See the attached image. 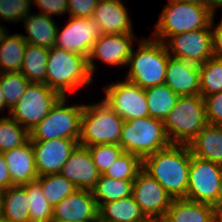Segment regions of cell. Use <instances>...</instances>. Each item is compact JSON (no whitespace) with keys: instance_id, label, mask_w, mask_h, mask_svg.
I'll return each instance as SVG.
<instances>
[{"instance_id":"obj_7","label":"cell","mask_w":222,"mask_h":222,"mask_svg":"<svg viewBox=\"0 0 222 222\" xmlns=\"http://www.w3.org/2000/svg\"><path fill=\"white\" fill-rule=\"evenodd\" d=\"M171 145L162 120L151 116L124 121L120 147L142 160Z\"/></svg>"},{"instance_id":"obj_17","label":"cell","mask_w":222,"mask_h":222,"mask_svg":"<svg viewBox=\"0 0 222 222\" xmlns=\"http://www.w3.org/2000/svg\"><path fill=\"white\" fill-rule=\"evenodd\" d=\"M98 206L91 190L78 189L53 207V218L66 222L94 221Z\"/></svg>"},{"instance_id":"obj_55","label":"cell","mask_w":222,"mask_h":222,"mask_svg":"<svg viewBox=\"0 0 222 222\" xmlns=\"http://www.w3.org/2000/svg\"><path fill=\"white\" fill-rule=\"evenodd\" d=\"M140 222H148V218H146L145 220H143V221H140Z\"/></svg>"},{"instance_id":"obj_52","label":"cell","mask_w":222,"mask_h":222,"mask_svg":"<svg viewBox=\"0 0 222 222\" xmlns=\"http://www.w3.org/2000/svg\"><path fill=\"white\" fill-rule=\"evenodd\" d=\"M220 183H221V201H222V165L220 169Z\"/></svg>"},{"instance_id":"obj_16","label":"cell","mask_w":222,"mask_h":222,"mask_svg":"<svg viewBox=\"0 0 222 222\" xmlns=\"http://www.w3.org/2000/svg\"><path fill=\"white\" fill-rule=\"evenodd\" d=\"M38 176L60 173L70 154L79 145V140L56 138L31 141Z\"/></svg>"},{"instance_id":"obj_4","label":"cell","mask_w":222,"mask_h":222,"mask_svg":"<svg viewBox=\"0 0 222 222\" xmlns=\"http://www.w3.org/2000/svg\"><path fill=\"white\" fill-rule=\"evenodd\" d=\"M213 16L215 13L208 5L169 2L154 25L153 38L163 42L168 36L211 28Z\"/></svg>"},{"instance_id":"obj_49","label":"cell","mask_w":222,"mask_h":222,"mask_svg":"<svg viewBox=\"0 0 222 222\" xmlns=\"http://www.w3.org/2000/svg\"><path fill=\"white\" fill-rule=\"evenodd\" d=\"M3 192L4 190L0 188V217H1V209H2Z\"/></svg>"},{"instance_id":"obj_1","label":"cell","mask_w":222,"mask_h":222,"mask_svg":"<svg viewBox=\"0 0 222 222\" xmlns=\"http://www.w3.org/2000/svg\"><path fill=\"white\" fill-rule=\"evenodd\" d=\"M191 151L188 145L171 144L143 159V169L172 199L186 198Z\"/></svg>"},{"instance_id":"obj_37","label":"cell","mask_w":222,"mask_h":222,"mask_svg":"<svg viewBox=\"0 0 222 222\" xmlns=\"http://www.w3.org/2000/svg\"><path fill=\"white\" fill-rule=\"evenodd\" d=\"M87 148L100 175L104 174L123 152V149L116 144H101Z\"/></svg>"},{"instance_id":"obj_29","label":"cell","mask_w":222,"mask_h":222,"mask_svg":"<svg viewBox=\"0 0 222 222\" xmlns=\"http://www.w3.org/2000/svg\"><path fill=\"white\" fill-rule=\"evenodd\" d=\"M149 116L164 121L176 105L177 95L165 83L145 89Z\"/></svg>"},{"instance_id":"obj_42","label":"cell","mask_w":222,"mask_h":222,"mask_svg":"<svg viewBox=\"0 0 222 222\" xmlns=\"http://www.w3.org/2000/svg\"><path fill=\"white\" fill-rule=\"evenodd\" d=\"M215 25V26H214ZM213 57L222 60V19L214 24V16L211 21Z\"/></svg>"},{"instance_id":"obj_39","label":"cell","mask_w":222,"mask_h":222,"mask_svg":"<svg viewBox=\"0 0 222 222\" xmlns=\"http://www.w3.org/2000/svg\"><path fill=\"white\" fill-rule=\"evenodd\" d=\"M204 102L207 122L222 125V91L205 96Z\"/></svg>"},{"instance_id":"obj_32","label":"cell","mask_w":222,"mask_h":222,"mask_svg":"<svg viewBox=\"0 0 222 222\" xmlns=\"http://www.w3.org/2000/svg\"><path fill=\"white\" fill-rule=\"evenodd\" d=\"M27 192L29 200L30 222H48L53 215V207L46 200L40 183L35 180L22 185Z\"/></svg>"},{"instance_id":"obj_45","label":"cell","mask_w":222,"mask_h":222,"mask_svg":"<svg viewBox=\"0 0 222 222\" xmlns=\"http://www.w3.org/2000/svg\"><path fill=\"white\" fill-rule=\"evenodd\" d=\"M169 2H177V3H197L208 5V0H168Z\"/></svg>"},{"instance_id":"obj_20","label":"cell","mask_w":222,"mask_h":222,"mask_svg":"<svg viewBox=\"0 0 222 222\" xmlns=\"http://www.w3.org/2000/svg\"><path fill=\"white\" fill-rule=\"evenodd\" d=\"M164 83L179 96L200 94L199 65L169 56Z\"/></svg>"},{"instance_id":"obj_18","label":"cell","mask_w":222,"mask_h":222,"mask_svg":"<svg viewBox=\"0 0 222 222\" xmlns=\"http://www.w3.org/2000/svg\"><path fill=\"white\" fill-rule=\"evenodd\" d=\"M60 174L71 181L78 189L91 190L100 174L93 163L89 149L78 145L63 165Z\"/></svg>"},{"instance_id":"obj_47","label":"cell","mask_w":222,"mask_h":222,"mask_svg":"<svg viewBox=\"0 0 222 222\" xmlns=\"http://www.w3.org/2000/svg\"><path fill=\"white\" fill-rule=\"evenodd\" d=\"M5 108H7L10 113L11 109L6 105L4 95L2 93V88L0 87V111Z\"/></svg>"},{"instance_id":"obj_38","label":"cell","mask_w":222,"mask_h":222,"mask_svg":"<svg viewBox=\"0 0 222 222\" xmlns=\"http://www.w3.org/2000/svg\"><path fill=\"white\" fill-rule=\"evenodd\" d=\"M31 0H0V19L8 22H20L30 13Z\"/></svg>"},{"instance_id":"obj_50","label":"cell","mask_w":222,"mask_h":222,"mask_svg":"<svg viewBox=\"0 0 222 222\" xmlns=\"http://www.w3.org/2000/svg\"><path fill=\"white\" fill-rule=\"evenodd\" d=\"M6 29L7 28H3L2 26H0V40L2 39V36L7 32Z\"/></svg>"},{"instance_id":"obj_40","label":"cell","mask_w":222,"mask_h":222,"mask_svg":"<svg viewBox=\"0 0 222 222\" xmlns=\"http://www.w3.org/2000/svg\"><path fill=\"white\" fill-rule=\"evenodd\" d=\"M98 0H68V13L71 17L92 18Z\"/></svg>"},{"instance_id":"obj_48","label":"cell","mask_w":222,"mask_h":222,"mask_svg":"<svg viewBox=\"0 0 222 222\" xmlns=\"http://www.w3.org/2000/svg\"><path fill=\"white\" fill-rule=\"evenodd\" d=\"M93 222H113V221H109L107 219H104L102 216H100L98 214Z\"/></svg>"},{"instance_id":"obj_22","label":"cell","mask_w":222,"mask_h":222,"mask_svg":"<svg viewBox=\"0 0 222 222\" xmlns=\"http://www.w3.org/2000/svg\"><path fill=\"white\" fill-rule=\"evenodd\" d=\"M188 147L195 157L222 165V125L207 123Z\"/></svg>"},{"instance_id":"obj_51","label":"cell","mask_w":222,"mask_h":222,"mask_svg":"<svg viewBox=\"0 0 222 222\" xmlns=\"http://www.w3.org/2000/svg\"><path fill=\"white\" fill-rule=\"evenodd\" d=\"M148 222H166L164 219H150L148 218Z\"/></svg>"},{"instance_id":"obj_2","label":"cell","mask_w":222,"mask_h":222,"mask_svg":"<svg viewBox=\"0 0 222 222\" xmlns=\"http://www.w3.org/2000/svg\"><path fill=\"white\" fill-rule=\"evenodd\" d=\"M46 66L45 84L60 96L67 97L68 92L93 82L87 57L81 54L52 47L49 49Z\"/></svg>"},{"instance_id":"obj_10","label":"cell","mask_w":222,"mask_h":222,"mask_svg":"<svg viewBox=\"0 0 222 222\" xmlns=\"http://www.w3.org/2000/svg\"><path fill=\"white\" fill-rule=\"evenodd\" d=\"M220 169L221 165L191 154L185 199L217 205L221 201Z\"/></svg>"},{"instance_id":"obj_31","label":"cell","mask_w":222,"mask_h":222,"mask_svg":"<svg viewBox=\"0 0 222 222\" xmlns=\"http://www.w3.org/2000/svg\"><path fill=\"white\" fill-rule=\"evenodd\" d=\"M46 200L54 207L78 188L60 173L40 176L36 179Z\"/></svg>"},{"instance_id":"obj_23","label":"cell","mask_w":222,"mask_h":222,"mask_svg":"<svg viewBox=\"0 0 222 222\" xmlns=\"http://www.w3.org/2000/svg\"><path fill=\"white\" fill-rule=\"evenodd\" d=\"M27 36L22 37L28 44L50 49L54 47L58 26L52 17L44 13L27 14L23 20Z\"/></svg>"},{"instance_id":"obj_28","label":"cell","mask_w":222,"mask_h":222,"mask_svg":"<svg viewBox=\"0 0 222 222\" xmlns=\"http://www.w3.org/2000/svg\"><path fill=\"white\" fill-rule=\"evenodd\" d=\"M134 180H119L99 176L95 186L91 189L98 208L107 202L116 201L132 194Z\"/></svg>"},{"instance_id":"obj_5","label":"cell","mask_w":222,"mask_h":222,"mask_svg":"<svg viewBox=\"0 0 222 222\" xmlns=\"http://www.w3.org/2000/svg\"><path fill=\"white\" fill-rule=\"evenodd\" d=\"M204 98L179 96L176 105L163 121L171 144L189 145L207 124Z\"/></svg>"},{"instance_id":"obj_41","label":"cell","mask_w":222,"mask_h":222,"mask_svg":"<svg viewBox=\"0 0 222 222\" xmlns=\"http://www.w3.org/2000/svg\"><path fill=\"white\" fill-rule=\"evenodd\" d=\"M47 16L63 15L68 13V0H31Z\"/></svg>"},{"instance_id":"obj_13","label":"cell","mask_w":222,"mask_h":222,"mask_svg":"<svg viewBox=\"0 0 222 222\" xmlns=\"http://www.w3.org/2000/svg\"><path fill=\"white\" fill-rule=\"evenodd\" d=\"M100 36L101 31L92 18L70 16L61 31L58 26L54 47L88 58L93 44Z\"/></svg>"},{"instance_id":"obj_25","label":"cell","mask_w":222,"mask_h":222,"mask_svg":"<svg viewBox=\"0 0 222 222\" xmlns=\"http://www.w3.org/2000/svg\"><path fill=\"white\" fill-rule=\"evenodd\" d=\"M7 34L0 40V73L20 72L27 42L22 34Z\"/></svg>"},{"instance_id":"obj_3","label":"cell","mask_w":222,"mask_h":222,"mask_svg":"<svg viewBox=\"0 0 222 222\" xmlns=\"http://www.w3.org/2000/svg\"><path fill=\"white\" fill-rule=\"evenodd\" d=\"M169 56L163 42L144 37L136 52L132 49L126 80L143 89L164 84Z\"/></svg>"},{"instance_id":"obj_19","label":"cell","mask_w":222,"mask_h":222,"mask_svg":"<svg viewBox=\"0 0 222 222\" xmlns=\"http://www.w3.org/2000/svg\"><path fill=\"white\" fill-rule=\"evenodd\" d=\"M122 0L98 1L92 19L101 34H134L132 21Z\"/></svg>"},{"instance_id":"obj_34","label":"cell","mask_w":222,"mask_h":222,"mask_svg":"<svg viewBox=\"0 0 222 222\" xmlns=\"http://www.w3.org/2000/svg\"><path fill=\"white\" fill-rule=\"evenodd\" d=\"M200 95L204 98L222 91V60L212 57L199 65Z\"/></svg>"},{"instance_id":"obj_36","label":"cell","mask_w":222,"mask_h":222,"mask_svg":"<svg viewBox=\"0 0 222 222\" xmlns=\"http://www.w3.org/2000/svg\"><path fill=\"white\" fill-rule=\"evenodd\" d=\"M29 83L21 72L0 73V87L2 88L5 103L10 109L22 97Z\"/></svg>"},{"instance_id":"obj_44","label":"cell","mask_w":222,"mask_h":222,"mask_svg":"<svg viewBox=\"0 0 222 222\" xmlns=\"http://www.w3.org/2000/svg\"><path fill=\"white\" fill-rule=\"evenodd\" d=\"M214 208V222H222V201L217 205L213 206Z\"/></svg>"},{"instance_id":"obj_11","label":"cell","mask_w":222,"mask_h":222,"mask_svg":"<svg viewBox=\"0 0 222 222\" xmlns=\"http://www.w3.org/2000/svg\"><path fill=\"white\" fill-rule=\"evenodd\" d=\"M102 99L124 121L148 117L145 89L130 81H118L104 87Z\"/></svg>"},{"instance_id":"obj_14","label":"cell","mask_w":222,"mask_h":222,"mask_svg":"<svg viewBox=\"0 0 222 222\" xmlns=\"http://www.w3.org/2000/svg\"><path fill=\"white\" fill-rule=\"evenodd\" d=\"M132 195L146 218L163 219L172 198L143 168L133 181Z\"/></svg>"},{"instance_id":"obj_33","label":"cell","mask_w":222,"mask_h":222,"mask_svg":"<svg viewBox=\"0 0 222 222\" xmlns=\"http://www.w3.org/2000/svg\"><path fill=\"white\" fill-rule=\"evenodd\" d=\"M29 140V132L10 115L0 118V152L20 147Z\"/></svg>"},{"instance_id":"obj_53","label":"cell","mask_w":222,"mask_h":222,"mask_svg":"<svg viewBox=\"0 0 222 222\" xmlns=\"http://www.w3.org/2000/svg\"><path fill=\"white\" fill-rule=\"evenodd\" d=\"M48 222H66V221H62V220H59V219H56V218H51Z\"/></svg>"},{"instance_id":"obj_21","label":"cell","mask_w":222,"mask_h":222,"mask_svg":"<svg viewBox=\"0 0 222 222\" xmlns=\"http://www.w3.org/2000/svg\"><path fill=\"white\" fill-rule=\"evenodd\" d=\"M13 186L35 181L39 176L30 139L22 146L3 152Z\"/></svg>"},{"instance_id":"obj_8","label":"cell","mask_w":222,"mask_h":222,"mask_svg":"<svg viewBox=\"0 0 222 222\" xmlns=\"http://www.w3.org/2000/svg\"><path fill=\"white\" fill-rule=\"evenodd\" d=\"M66 98L61 96L49 114L29 132L30 141L56 138L79 140L84 104L68 106Z\"/></svg>"},{"instance_id":"obj_35","label":"cell","mask_w":222,"mask_h":222,"mask_svg":"<svg viewBox=\"0 0 222 222\" xmlns=\"http://www.w3.org/2000/svg\"><path fill=\"white\" fill-rule=\"evenodd\" d=\"M142 168L143 160L138 155L123 151L103 175L119 180H135Z\"/></svg>"},{"instance_id":"obj_24","label":"cell","mask_w":222,"mask_h":222,"mask_svg":"<svg viewBox=\"0 0 222 222\" xmlns=\"http://www.w3.org/2000/svg\"><path fill=\"white\" fill-rule=\"evenodd\" d=\"M163 219L166 222H214V208L185 198L172 199Z\"/></svg>"},{"instance_id":"obj_15","label":"cell","mask_w":222,"mask_h":222,"mask_svg":"<svg viewBox=\"0 0 222 222\" xmlns=\"http://www.w3.org/2000/svg\"><path fill=\"white\" fill-rule=\"evenodd\" d=\"M137 37L130 33L101 34L93 44L88 60V66L92 77L95 74V59L103 61L111 66H127L129 57Z\"/></svg>"},{"instance_id":"obj_6","label":"cell","mask_w":222,"mask_h":222,"mask_svg":"<svg viewBox=\"0 0 222 222\" xmlns=\"http://www.w3.org/2000/svg\"><path fill=\"white\" fill-rule=\"evenodd\" d=\"M123 124L124 120L103 100L96 104H84L79 145L89 147L116 144L120 146Z\"/></svg>"},{"instance_id":"obj_30","label":"cell","mask_w":222,"mask_h":222,"mask_svg":"<svg viewBox=\"0 0 222 222\" xmlns=\"http://www.w3.org/2000/svg\"><path fill=\"white\" fill-rule=\"evenodd\" d=\"M48 53L47 48L27 43L20 72L29 82L45 84Z\"/></svg>"},{"instance_id":"obj_43","label":"cell","mask_w":222,"mask_h":222,"mask_svg":"<svg viewBox=\"0 0 222 222\" xmlns=\"http://www.w3.org/2000/svg\"><path fill=\"white\" fill-rule=\"evenodd\" d=\"M13 186L10 178L9 169L3 153L0 152V188L3 190Z\"/></svg>"},{"instance_id":"obj_9","label":"cell","mask_w":222,"mask_h":222,"mask_svg":"<svg viewBox=\"0 0 222 222\" xmlns=\"http://www.w3.org/2000/svg\"><path fill=\"white\" fill-rule=\"evenodd\" d=\"M61 96L44 83L30 82L9 115L30 132Z\"/></svg>"},{"instance_id":"obj_46","label":"cell","mask_w":222,"mask_h":222,"mask_svg":"<svg viewBox=\"0 0 222 222\" xmlns=\"http://www.w3.org/2000/svg\"><path fill=\"white\" fill-rule=\"evenodd\" d=\"M208 6L215 13L216 8L222 7V0H208Z\"/></svg>"},{"instance_id":"obj_12","label":"cell","mask_w":222,"mask_h":222,"mask_svg":"<svg viewBox=\"0 0 222 222\" xmlns=\"http://www.w3.org/2000/svg\"><path fill=\"white\" fill-rule=\"evenodd\" d=\"M163 43L170 56L196 65L213 57L211 28L168 36Z\"/></svg>"},{"instance_id":"obj_26","label":"cell","mask_w":222,"mask_h":222,"mask_svg":"<svg viewBox=\"0 0 222 222\" xmlns=\"http://www.w3.org/2000/svg\"><path fill=\"white\" fill-rule=\"evenodd\" d=\"M29 200L22 185L4 190L1 217L10 222H30Z\"/></svg>"},{"instance_id":"obj_27","label":"cell","mask_w":222,"mask_h":222,"mask_svg":"<svg viewBox=\"0 0 222 222\" xmlns=\"http://www.w3.org/2000/svg\"><path fill=\"white\" fill-rule=\"evenodd\" d=\"M98 214L113 222H140L146 219L132 194L102 204L98 208Z\"/></svg>"},{"instance_id":"obj_54","label":"cell","mask_w":222,"mask_h":222,"mask_svg":"<svg viewBox=\"0 0 222 222\" xmlns=\"http://www.w3.org/2000/svg\"><path fill=\"white\" fill-rule=\"evenodd\" d=\"M0 222H10V221H8V220H6V219L0 217Z\"/></svg>"}]
</instances>
